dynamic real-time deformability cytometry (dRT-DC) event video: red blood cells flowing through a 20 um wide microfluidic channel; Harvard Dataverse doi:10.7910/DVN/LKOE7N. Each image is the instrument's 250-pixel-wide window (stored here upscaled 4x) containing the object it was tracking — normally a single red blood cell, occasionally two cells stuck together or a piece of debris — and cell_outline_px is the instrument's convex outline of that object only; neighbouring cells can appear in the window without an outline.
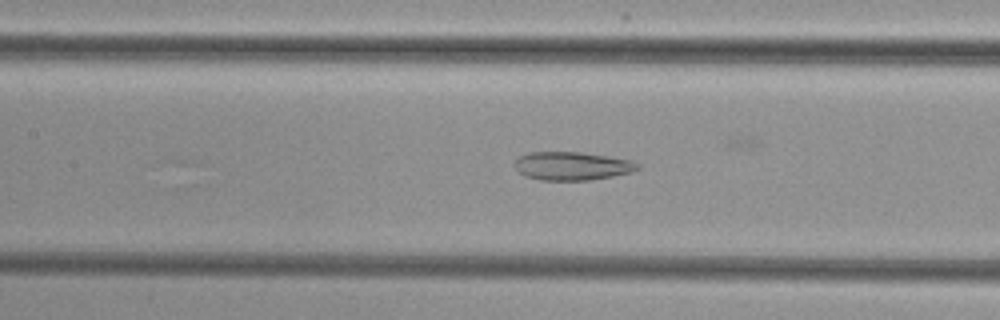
{"species": "common noctule bat (a hibernating species)", "species_latin": "Nyctalus noctula", "temperature_condition": "cold", "stored_images_in_passage": 48, "camera_frame_rate_fps": 3000, "um_per_image_px": 0.085, "animal": {"sex": "female", "body_mass_g": 29.2, "forearm_length_mm": 56.3}, "frame": {"image": 1, "passage_image": 24, "time_ms": 7.667, "image_size_px": [1000, 320], "cell_outline_px": [[640, 168], [632, 172], [612, 176], [588, 180], [540, 180], [524, 176], [512, 164], [520, 156], [528, 152], [580, 152], [608, 156], [632, 160], [640, 164]], "centroid_in_image_um": [48.63, 14.1], "position_along_channel_um": 158.8, "area_um2": 20.4}}
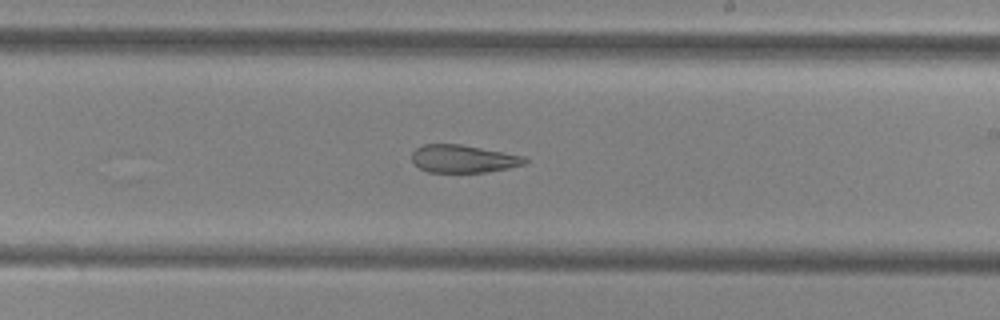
{"frame": {"image": 2, "passage_image": 31, "time_ms": 10.0, "image_size_px": [1000, 320], "cell_outline_px": [[528, 160], [524, 164], [508, 168], [484, 172], [428, 172], [420, 168], [412, 160], [412, 152], [416, 148], [424, 144], [460, 144], [528, 156]], "centroid_in_image_um": [39.41, 13.49], "position_along_channel_um": 249.6, "area_um2": 18.32}}
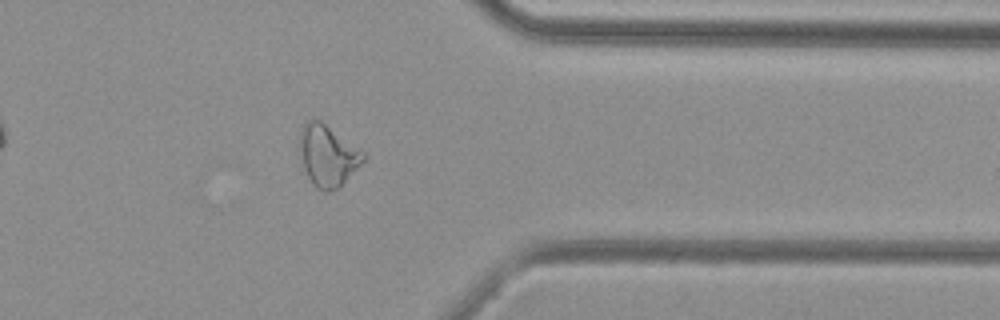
{"frame": {"image": 3, "passage_image": 42, "time_ms": 13.667, "image_size_px": [1000, 320], "cell_outline_px": [[364, 160], [340, 188], [328, 192], [324, 192], [316, 188], [308, 176], [304, 168], [300, 156], [300, 132], [304, 124], [312, 116], [320, 120], [364, 152]], "centroid_in_image_um": [27.84, 13.23], "position_along_channel_um": 383.6, "area_um2": 22.66}}